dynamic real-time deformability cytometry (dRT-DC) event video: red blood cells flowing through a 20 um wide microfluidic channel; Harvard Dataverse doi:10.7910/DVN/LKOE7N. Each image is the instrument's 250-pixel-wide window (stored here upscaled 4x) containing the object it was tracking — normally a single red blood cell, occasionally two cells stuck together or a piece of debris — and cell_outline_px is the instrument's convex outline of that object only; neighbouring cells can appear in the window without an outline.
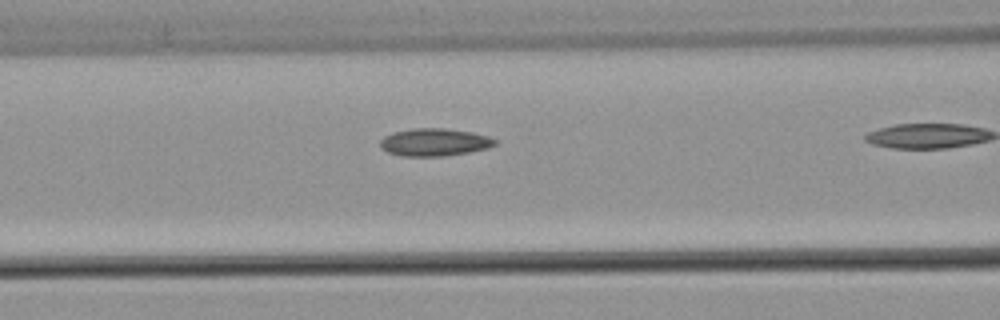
{"species": "common noctule bat (a hibernating species)", "species_latin": "Nyctalus noctula", "temperature_condition": "warm", "stored_images_in_passage": 34, "camera_frame_rate_fps": 3000, "um_per_image_px": 0.085, "animal": {"sex": "male", "body_mass_g": 21.5, "forearm_length_mm": 52.0}, "frame": {"image": 1, "passage_image": 15, "time_ms": 4.667, "image_size_px": [1000, 320], "cell_outline_px": [[496, 144], [488, 148], [468, 152], [444, 156], [400, 156], [388, 152], [380, 148], [380, 140], [384, 136], [392, 132], [412, 128], [448, 128], [472, 132], [488, 136], [496, 140]], "centroid_in_image_um": [36.9, 12.08], "position_along_channel_um": 129.7, "area_um2": 18.61}}